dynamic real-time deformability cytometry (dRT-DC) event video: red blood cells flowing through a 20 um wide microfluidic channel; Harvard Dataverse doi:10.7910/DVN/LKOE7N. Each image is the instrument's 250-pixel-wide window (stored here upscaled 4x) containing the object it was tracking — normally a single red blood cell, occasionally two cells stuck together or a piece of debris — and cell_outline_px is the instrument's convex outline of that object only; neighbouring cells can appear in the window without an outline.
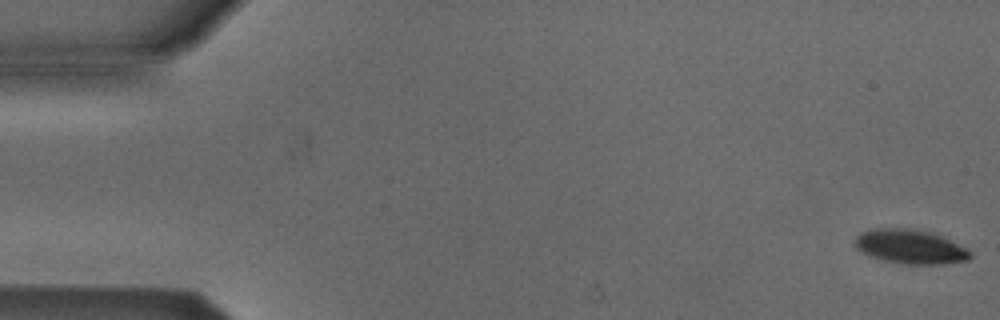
{"species": "Egyptian fruit bat (a non-hibernating species)", "species_latin": "Rousettus aegyptiacus", "temperature_condition": "cold", "stored_images_in_passage": 6, "camera_frame_rate_fps": 3000, "um_per_image_px": 0.085, "animal": {"sex": "male"}, "frame": {"image": 1, "passage_image": 1, "time_ms": 0.0, "image_size_px": [1000, 320], "cell_outline_px": [[972, 256], [968, 260], [944, 264], [904, 264], [884, 260], [868, 256], [856, 248], [856, 236], [860, 232], [872, 228], [908, 228], [932, 232], [968, 248], [972, 252]], "centroid_in_image_um": [77.39, 20.96], "position_along_channel_um": 7.6, "area_um2": 23.18}}
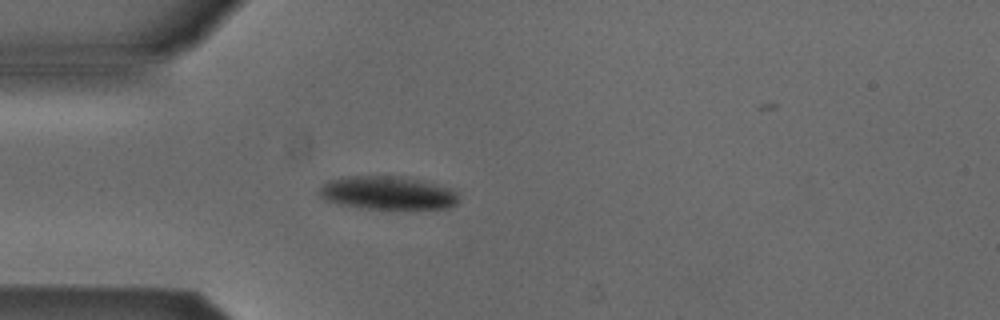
{"frame": {"image": 2, "passage_image": 5, "time_ms": 1.333, "image_size_px": [1000, 320], "cell_outline_px": [[460, 200], [456, 204], [448, 208], [360, 208], [336, 204], [324, 200], [316, 192], [328, 180], [344, 176], [404, 176], [424, 180], [452, 188], [456, 192]], "centroid_in_image_um": [32.93, 16.38], "position_along_channel_um": 52.1, "area_um2": 27.46}}